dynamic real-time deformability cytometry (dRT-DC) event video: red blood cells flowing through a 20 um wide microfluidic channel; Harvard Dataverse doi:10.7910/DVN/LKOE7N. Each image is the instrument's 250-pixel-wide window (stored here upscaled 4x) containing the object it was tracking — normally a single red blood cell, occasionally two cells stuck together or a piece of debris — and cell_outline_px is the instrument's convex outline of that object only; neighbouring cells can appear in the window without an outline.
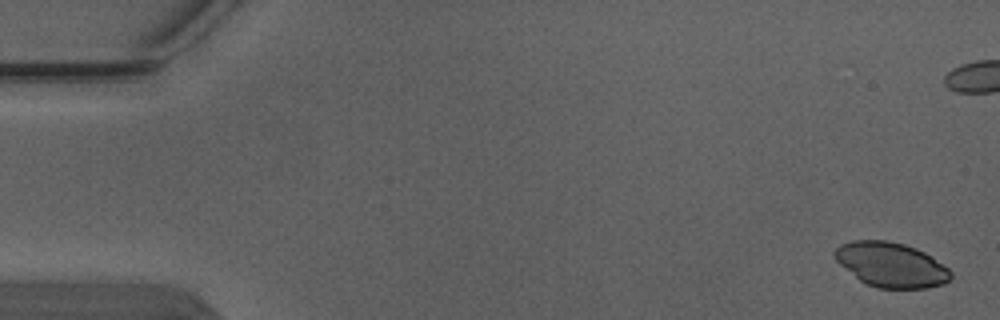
{"species": "Egyptian fruit bat (a non-hibernating species)", "species_latin": "Rousettus aegyptiacus", "temperature_condition": "warm", "stored_images_in_passage": 3, "camera_frame_rate_fps": 3000, "um_per_image_px": 0.085, "animal": {"sex": "male"}, "frame": {"image": 1, "passage_image": 1, "time_ms": 0.0, "image_size_px": [1000, 320], "cell_outline_px": [[952, 276], [944, 284], [924, 288], [876, 288], [860, 280], [840, 264], [832, 256], [832, 252], [840, 244], [852, 240], [888, 240], [904, 244], [916, 248], [932, 256], [948, 268], [952, 272]], "centroid_in_image_um": [75.73, 22.49], "position_along_channel_um": 9.3, "area_um2": 30.29}}